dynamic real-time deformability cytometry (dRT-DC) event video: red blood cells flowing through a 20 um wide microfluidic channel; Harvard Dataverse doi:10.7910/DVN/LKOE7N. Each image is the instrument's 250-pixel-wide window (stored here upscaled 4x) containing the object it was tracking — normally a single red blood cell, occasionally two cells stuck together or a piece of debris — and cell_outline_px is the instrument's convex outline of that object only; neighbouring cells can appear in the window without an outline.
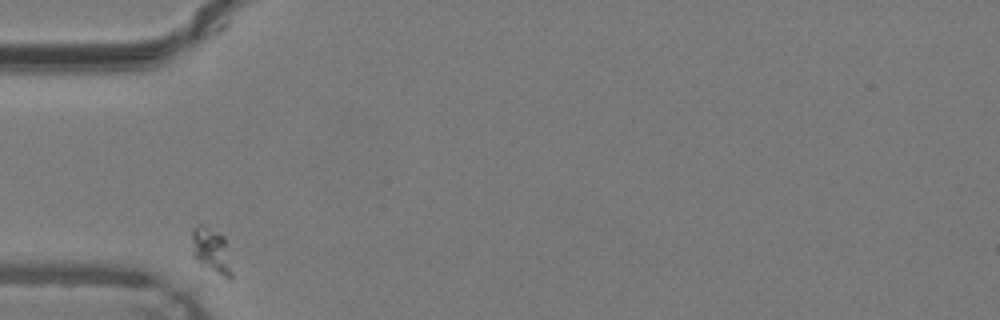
{"species": "common noctule bat (a hibernating species)", "species_latin": "Nyctalus noctula", "temperature_condition": "warm", "stored_images_in_passage": 28, "camera_frame_rate_fps": 3000, "um_per_image_px": 0.085, "animal": {"sex": "male", "body_mass_g": 19.2, "forearm_length_mm": 51.8}, "frame": {"image": 1, "passage_image": 1, "time_ms": 0.0, "image_size_px": [1000, 320], "cell_outline_px": [[232, 280], [228, 280], [200, 264], [192, 256], [192, 232], [200, 224], [224, 236], [232, 272]], "centroid_in_image_um": [17.97, 21.36], "position_along_channel_um": 67.0, "area_um2": 10.4}}
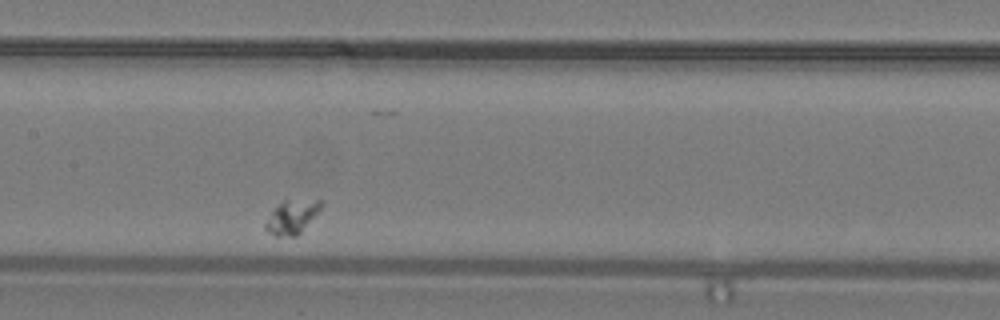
{"frame": {"image": 2, "passage_image": 11, "time_ms": 3.333, "image_size_px": [1000, 320], "cell_outline_px": [[324, 204], [300, 232], [296, 236], [276, 236], [268, 232], [264, 228], [264, 224], [272, 212], [284, 200], [324, 200]], "centroid_in_image_um": [24.82, 18.44], "position_along_channel_um": 182.6, "area_um2": 10.58}}
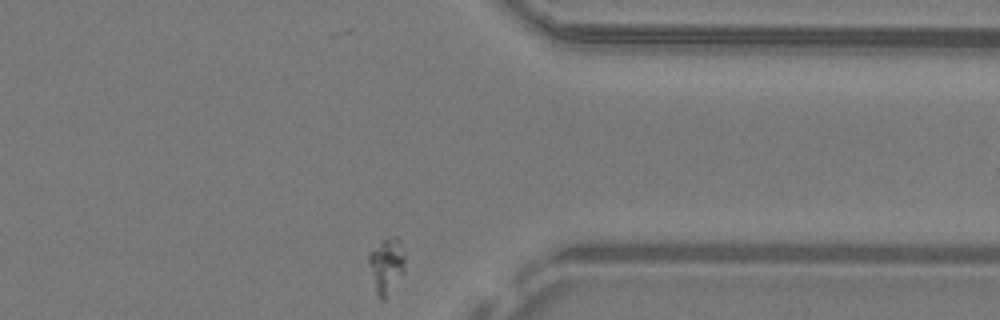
{"frame": {"image": 3, "passage_image": 28, "time_ms": 9.0, "image_size_px": [1000, 320], "cell_outline_px": [[404, 272], [384, 300], [380, 300], [376, 292], [368, 260], [368, 252], [380, 240], [392, 236], [396, 236], [400, 240], [404, 252]], "centroid_in_image_um": [32.85, 22.51], "position_along_channel_um": 378.6, "area_um2": 11.73}}